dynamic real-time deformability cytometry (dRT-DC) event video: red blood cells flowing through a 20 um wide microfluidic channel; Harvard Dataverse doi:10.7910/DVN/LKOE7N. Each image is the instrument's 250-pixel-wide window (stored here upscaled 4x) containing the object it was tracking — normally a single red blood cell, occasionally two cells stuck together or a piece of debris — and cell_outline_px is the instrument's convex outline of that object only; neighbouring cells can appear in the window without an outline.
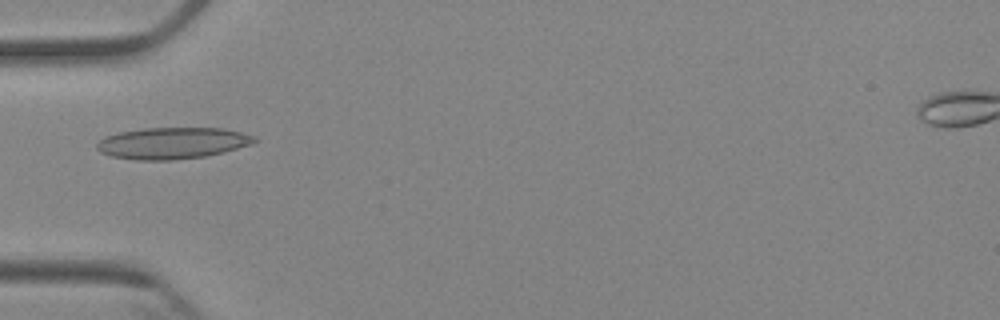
{"species": "Egyptian fruit bat (a non-hibernating species)", "species_latin": "Rousettus aegyptiacus", "temperature_condition": "cold", "stored_images_in_passage": 3, "camera_frame_rate_fps": 3000, "um_per_image_px": 0.085, "animal": {"sex": "female"}, "frame": {"image": 1, "passage_image": 3, "time_ms": 2.333, "image_size_px": [1000, 320], "cell_outline_px": [[260, 140], [252, 144], [204, 156], [172, 160], [136, 160], [112, 156], [100, 152], [96, 148], [96, 144], [104, 136], [120, 132], [144, 128], [220, 128], [240, 132], [256, 136]], "centroid_in_image_um": [14.64, 12.16], "position_along_channel_um": 70.4, "area_um2": 28.78}}